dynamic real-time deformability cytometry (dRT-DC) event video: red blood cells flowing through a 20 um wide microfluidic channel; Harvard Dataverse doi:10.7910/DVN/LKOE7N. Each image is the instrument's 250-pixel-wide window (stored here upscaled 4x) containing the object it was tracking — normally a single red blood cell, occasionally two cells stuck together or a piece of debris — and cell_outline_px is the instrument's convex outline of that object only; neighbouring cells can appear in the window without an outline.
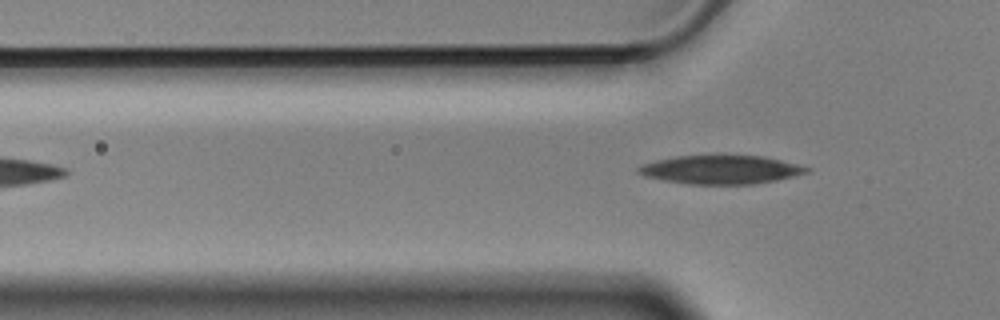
{"species": "Egyptian fruit bat (a non-hibernating species)", "species_latin": "Rousettus aegyptiacus", "temperature_condition": "cold", "stored_images_in_passage": 3, "camera_frame_rate_fps": 3000, "um_per_image_px": 0.085, "animal": {"sex": "male"}, "frame": {"image": 1, "passage_image": 3, "time_ms": 0.667, "image_size_px": [1000, 320], "cell_outline_px": [[812, 172], [796, 176], [776, 180], [752, 184], [688, 184], [664, 180], [644, 176], [636, 172], [636, 168], [640, 164], [656, 160], [676, 156], [716, 152], [724, 152], [764, 156], [812, 168]], "centroid_in_image_um": [61.27, 14.36], "position_along_channel_um": 64.5, "area_um2": 29.48}}